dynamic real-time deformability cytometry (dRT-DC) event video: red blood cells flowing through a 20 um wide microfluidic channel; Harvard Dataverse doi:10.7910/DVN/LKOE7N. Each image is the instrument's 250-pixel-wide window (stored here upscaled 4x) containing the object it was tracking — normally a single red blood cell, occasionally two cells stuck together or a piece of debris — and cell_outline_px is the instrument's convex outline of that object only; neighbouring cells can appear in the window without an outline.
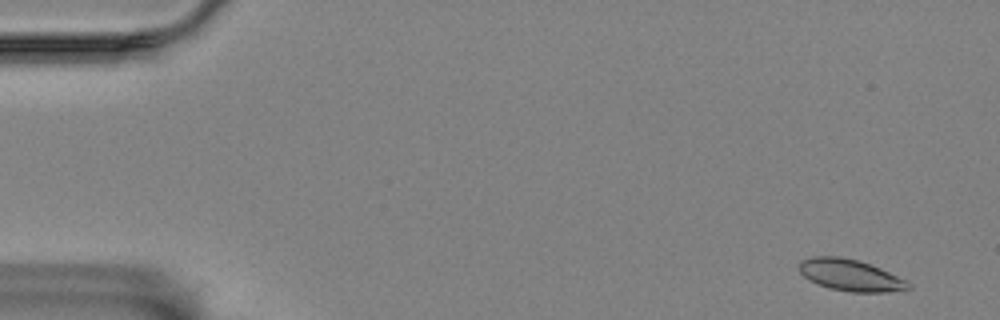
{"species": "Egyptian fruit bat (a non-hibernating species)", "species_latin": "Rousettus aegyptiacus", "temperature_condition": "room temperature", "stored_images_in_passage": 58, "camera_frame_rate_fps": 3000, "um_per_image_px": 0.085, "animal": {"sex": "female"}, "frame": {"image": 1, "passage_image": 3, "time_ms": 0.667, "image_size_px": [1000, 320], "cell_outline_px": [[912, 288], [888, 292], [848, 292], [828, 288], [816, 284], [808, 280], [800, 272], [800, 260], [812, 256], [840, 256], [856, 260], [880, 268], [908, 280], [912, 284]], "centroid_in_image_um": [72.29, 23.4], "position_along_channel_um": 12.7, "area_um2": 20.29}}
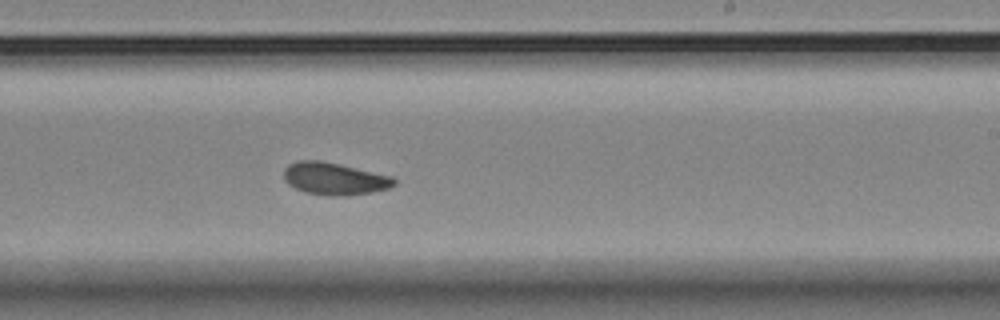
{"frame": {"image": 2, "passage_image": 35, "time_ms": 11.333, "image_size_px": [1000, 320], "cell_outline_px": [[396, 184], [388, 188], [372, 192], [344, 196], [328, 196], [304, 192], [288, 184], [284, 180], [284, 168], [288, 164], [300, 160], [320, 160], [392, 176], [396, 180]], "centroid_in_image_um": [28.4, 15.19], "position_along_channel_um": 260.6, "area_um2": 20.75}}
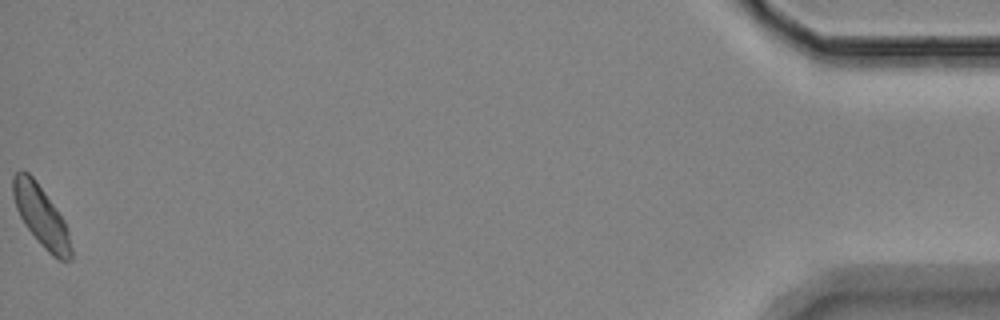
{"frame": {"image": 3, "passage_image": 58, "time_ms": 19.0, "image_size_px": [1000, 320], "cell_outline_px": [[72, 260], [60, 260], [52, 256], [44, 248], [24, 224], [16, 208], [12, 196], [12, 176], [20, 168], [28, 172], [36, 180], [64, 220], [68, 232], [72, 248]], "centroid_in_image_um": [3.47, 18.34], "position_along_channel_um": 431.7, "area_um2": 20.58}, "authors_computed_cell_mechanics": {"area_um2": 20.3167, "velocity_mm_per_s": 3.459, "shape_relaxation_time_tau1_ms": 4.3301, "shape_relaxation_time_tau2_ms": 8.5553, "deformation_change_tau1": 0.1056, "deformation_change_tau2": 0.1094}}